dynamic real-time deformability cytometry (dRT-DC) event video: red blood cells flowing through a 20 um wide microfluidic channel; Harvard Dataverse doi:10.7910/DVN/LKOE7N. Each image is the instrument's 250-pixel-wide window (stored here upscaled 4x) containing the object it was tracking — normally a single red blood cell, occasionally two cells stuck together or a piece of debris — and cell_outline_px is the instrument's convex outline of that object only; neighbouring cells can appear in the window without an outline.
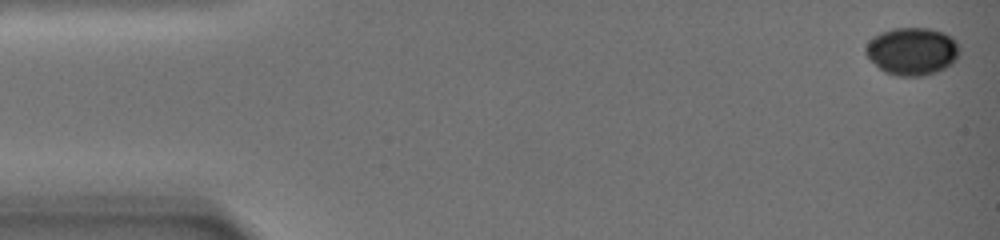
{"species": "common noctule bat (a hibernating species)", "species_latin": "Nyctalus noctula", "temperature_condition": "warm", "stored_images_in_passage": 30, "camera_frame_rate_fps": 3000, "um_per_image_px": 0.085, "animal": {"sex": "female", "body_mass_g": 19.0, "forearm_length_mm": 51.5}, "frame": {"image": 1, "passage_image": 1, "time_ms": 0.0, "image_size_px": [1000, 240], "cell_outline_px": [[960, 52], [956, 60], [952, 64], [936, 72], [920, 76], [900, 76], [884, 72], [864, 52], [864, 48], [868, 40], [880, 32], [892, 28], [928, 28], [944, 32], [952, 36], [956, 40], [960, 48]], "centroid_in_image_um": [77.55, 4.34], "position_along_channel_um": 7.5, "area_um2": 26.24}}
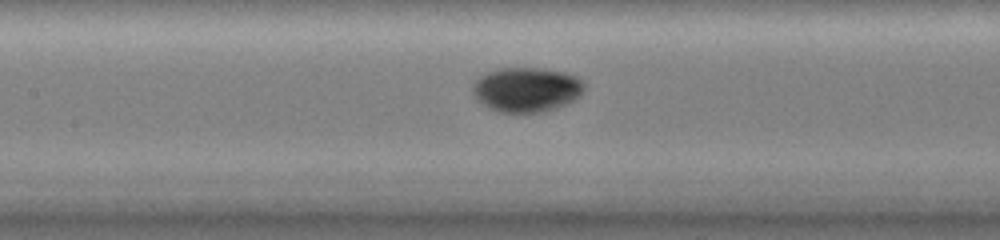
{"frame": {"image": 2, "passage_image": 16, "time_ms": 10.667, "image_size_px": [1000, 240], "cell_outline_px": [[584, 92], [580, 96], [568, 104], [544, 112], [496, 112], [488, 108], [476, 100], [472, 92], [472, 84], [484, 72], [500, 68], [544, 68], [564, 72], [576, 76], [584, 80]], "centroid_in_image_um": [44.75, 7.61], "position_along_channel_um": 162.6, "area_um2": 29.59}}
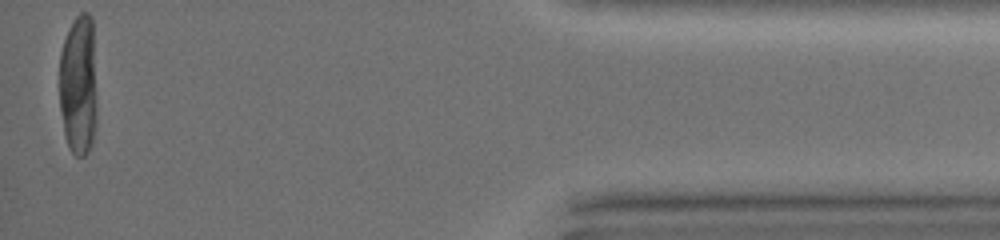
{"frame": {"image": 3, "passage_image": 30, "time_ms": 22.667, "image_size_px": [1000, 240], "cell_outline_px": [[96, 124], [92, 144], [88, 152], [84, 156], [76, 156], [68, 148], [64, 132], [60, 112], [60, 52], [64, 40], [76, 16], [80, 12], [88, 12], [92, 16], [96, 100]], "centroid_in_image_um": [6.67, 7.27], "position_along_channel_um": 428.5, "area_um2": 31.04}}